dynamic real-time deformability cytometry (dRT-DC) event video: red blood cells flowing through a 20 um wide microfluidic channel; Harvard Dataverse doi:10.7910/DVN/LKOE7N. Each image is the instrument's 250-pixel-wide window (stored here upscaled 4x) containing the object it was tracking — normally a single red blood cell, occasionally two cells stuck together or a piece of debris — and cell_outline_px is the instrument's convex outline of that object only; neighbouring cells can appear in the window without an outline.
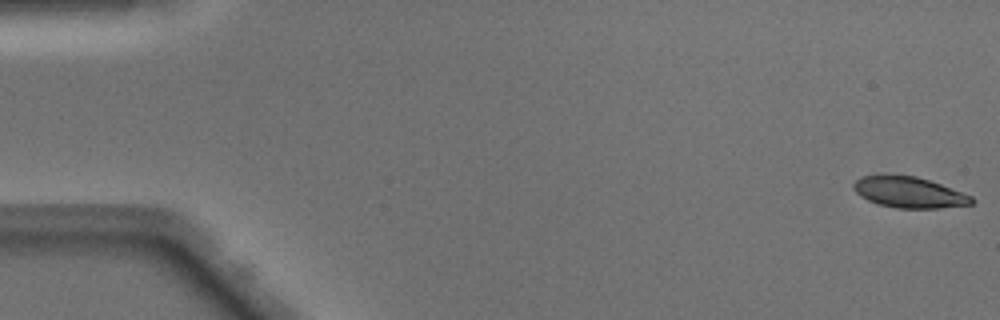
{"species": "Egyptian fruit bat (a non-hibernating species)", "species_latin": "Rousettus aegyptiacus", "temperature_condition": "warm", "stored_images_in_passage": 49, "camera_frame_rate_fps": 3000, "um_per_image_px": 0.085, "animal": {"sex": "male"}, "frame": {"image": 1, "passage_image": 1, "time_ms": 0.0, "image_size_px": [1000, 320], "cell_outline_px": [[976, 200], [972, 204], [936, 208], [896, 208], [880, 204], [868, 200], [860, 196], [852, 188], [852, 184], [856, 180], [864, 176], [916, 176], [940, 184], [972, 196]], "centroid_in_image_um": [77.28, 16.36], "position_along_channel_um": 7.7, "area_um2": 20.87}}
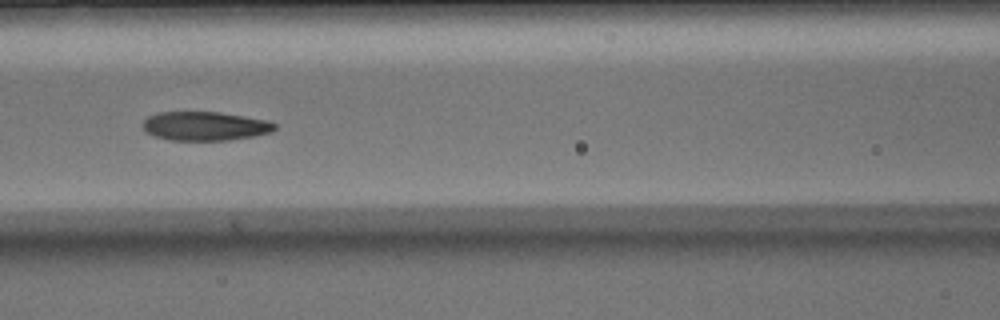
{"frame": {"image": 2, "passage_image": 22, "time_ms": 7.0, "image_size_px": [1000, 320], "cell_outline_px": [[276, 128], [272, 132], [252, 136], [228, 140], [168, 140], [156, 136], [148, 132], [144, 128], [144, 120], [148, 116], [160, 112], [220, 112], [244, 116], [264, 120], [276, 124]], "centroid_in_image_um": [17.43, 10.71], "position_along_channel_um": 149.2, "area_um2": 21.96}}
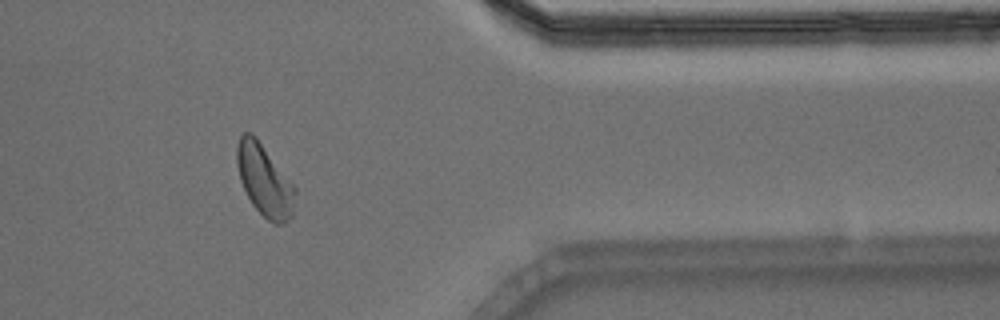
{"frame": {"image": 3, "passage_image": 41, "time_ms": 13.333, "image_size_px": [1000, 320], "cell_outline_px": [[296, 192], [292, 216], [288, 220], [280, 224], [276, 224], [268, 220], [252, 204], [240, 180], [236, 164], [236, 144], [240, 136], [244, 132], [252, 132], [256, 136], [296, 188]], "centroid_in_image_um": [22.47, 15.3], "position_along_channel_um": 388.9, "area_um2": 24.22}, "authors_computed_cell_mechanics": {"area_um2": 23.1778, "velocity_mm_per_s": 4.0702, "shape_relaxation_time_tau1_ms": 3.248, "shape_relaxation_time_tau2_ms": 2.5436, "deformation_change_tau1": 0.1443, "deformation_change_tau2": 0.0793}}